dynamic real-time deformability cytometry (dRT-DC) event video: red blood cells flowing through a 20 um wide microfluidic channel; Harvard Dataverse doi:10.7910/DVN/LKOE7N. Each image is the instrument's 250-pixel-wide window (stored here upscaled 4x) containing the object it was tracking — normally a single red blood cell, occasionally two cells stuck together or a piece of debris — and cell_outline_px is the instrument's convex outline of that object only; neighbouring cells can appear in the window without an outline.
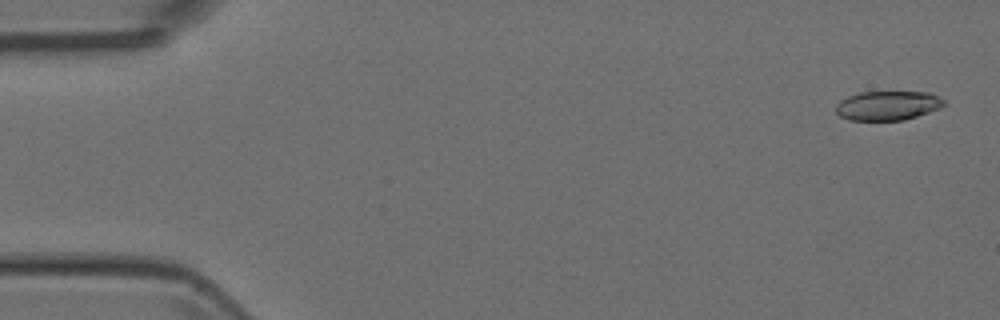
{"species": "Egyptian fruit bat (a non-hibernating species)", "species_latin": "Rousettus aegyptiacus", "temperature_condition": "room temperature", "stored_images_in_passage": 51, "camera_frame_rate_fps": 3000, "um_per_image_px": 0.085, "animal": {"sex": "female"}, "frame": {"image": 1, "passage_image": 2, "time_ms": 0.333, "image_size_px": [1000, 320], "cell_outline_px": [[944, 104], [940, 108], [904, 120], [848, 120], [840, 116], [836, 112], [836, 104], [840, 100], [848, 96], [860, 92], [928, 92], [944, 100]], "centroid_in_image_um": [75.42, 8.97], "position_along_channel_um": 9.6, "area_um2": 18.32}}
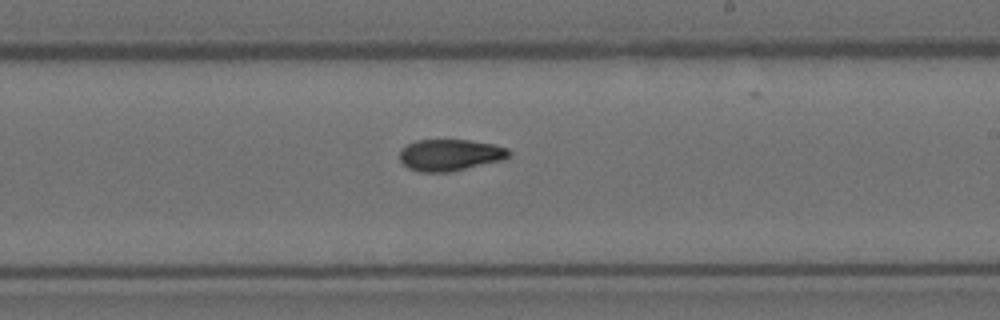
{"frame": {"image": 2, "passage_image": 30, "time_ms": 9.667, "image_size_px": [1000, 320], "cell_outline_px": [[512, 152], [504, 160], [448, 172], [420, 172], [408, 168], [400, 160], [400, 152], [408, 144], [416, 140], [468, 140], [492, 144], [508, 148]], "centroid_in_image_um": [38.27, 13.17], "position_along_channel_um": 250.7, "area_um2": 20.0}}
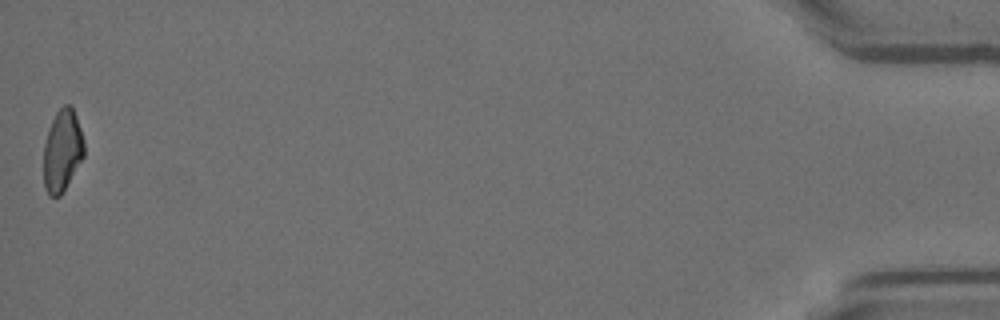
{"frame": {"image": 3, "passage_image": 51, "time_ms": 16.667, "image_size_px": [1000, 320], "cell_outline_px": [[84, 156], [60, 196], [48, 196], [44, 188], [44, 144], [48, 128], [56, 112], [64, 104], [72, 104], [84, 140]], "centroid_in_image_um": [5.29, 12.78], "position_along_channel_um": 429.9, "area_um2": 19.36}}